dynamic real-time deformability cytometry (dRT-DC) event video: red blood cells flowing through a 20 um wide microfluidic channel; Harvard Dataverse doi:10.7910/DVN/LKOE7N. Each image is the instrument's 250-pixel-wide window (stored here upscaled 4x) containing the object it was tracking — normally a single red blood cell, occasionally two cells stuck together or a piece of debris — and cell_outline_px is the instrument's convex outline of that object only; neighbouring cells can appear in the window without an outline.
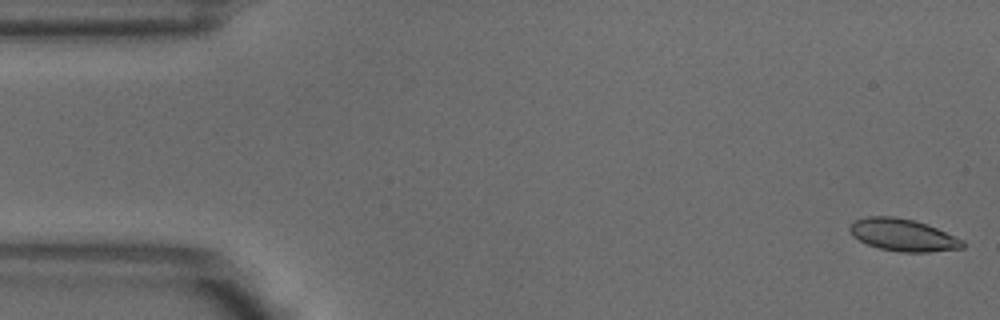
{"species": "common noctule bat (a hibernating species)", "species_latin": "Nyctalus noctula", "temperature_condition": "warm", "stored_images_in_passage": 3, "camera_frame_rate_fps": 3000, "um_per_image_px": 0.085, "animal": {"sex": "male", "body_mass_g": 18.8}, "frame": {"image": 1, "passage_image": 1, "time_ms": 0.0, "image_size_px": [1000, 320], "cell_outline_px": [[964, 248], [928, 252], [900, 252], [880, 248], [868, 244], [852, 236], [848, 228], [856, 220], [868, 216], [892, 216], [912, 220], [928, 224], [964, 240]], "centroid_in_image_um": [76.77, 19.97], "position_along_channel_um": 8.2, "area_um2": 21.1}}